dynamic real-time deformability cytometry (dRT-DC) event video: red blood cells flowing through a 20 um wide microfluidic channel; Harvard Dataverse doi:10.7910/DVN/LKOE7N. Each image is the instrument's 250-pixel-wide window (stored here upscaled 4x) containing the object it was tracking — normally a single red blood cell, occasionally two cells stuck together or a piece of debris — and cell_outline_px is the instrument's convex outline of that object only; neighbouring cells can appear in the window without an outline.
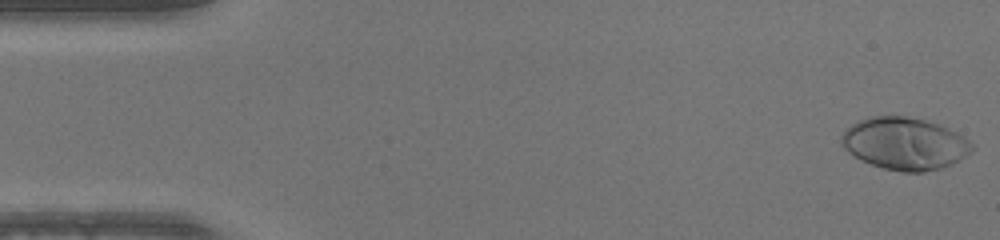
{"species": "human", "species_latin": "Homo sapiens", "temperature_condition": "warm", "stored_images_in_passage": 3, "camera_frame_rate_fps": 3000, "um_per_image_px": 0.085, "donor": {"sex": "male"}, "frame": {"image": 1, "passage_image": 1, "time_ms": 0.0, "image_size_px": [1000, 240], "cell_outline_px": [[976, 148], [972, 152], [952, 164], [940, 168], [924, 172], [900, 172], [884, 168], [860, 160], [848, 152], [840, 144], [840, 136], [852, 124], [860, 120], [872, 116], [904, 116], [924, 120], [948, 128], [964, 136]], "centroid_in_image_um": [76.9, 12.22], "position_along_channel_um": 8.1, "area_um2": 39.71}}